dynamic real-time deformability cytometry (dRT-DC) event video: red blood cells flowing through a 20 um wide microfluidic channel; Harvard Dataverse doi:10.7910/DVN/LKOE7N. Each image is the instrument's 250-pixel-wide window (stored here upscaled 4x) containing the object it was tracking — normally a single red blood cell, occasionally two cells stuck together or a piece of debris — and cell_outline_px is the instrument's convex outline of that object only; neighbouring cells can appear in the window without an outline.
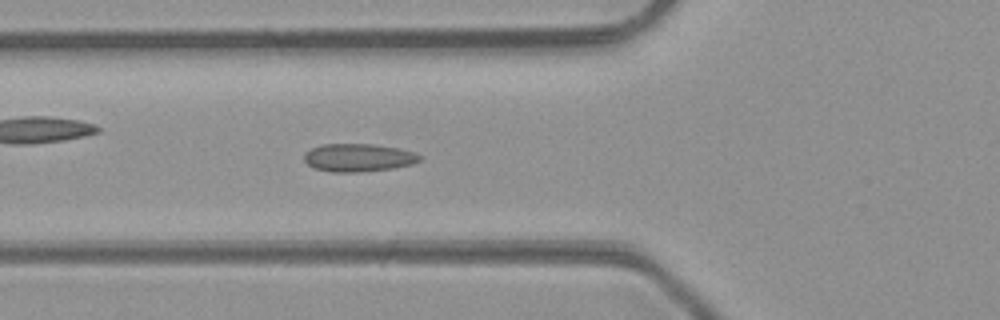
{"species": "common noctule bat (a hibernating species)", "species_latin": "Nyctalus noctula", "temperature_condition": "room temperature", "stored_images_in_passage": 37, "camera_frame_rate_fps": 3000, "um_per_image_px": 0.085, "animal": {"sex": "male", "body_mass_g": 23.1, "forearm_length_mm": 52.7}, "frame": {"image": 1, "passage_image": 11, "time_ms": 3.333, "image_size_px": [1000, 320], "cell_outline_px": [[420, 160], [412, 164], [392, 168], [356, 172], [332, 172], [312, 168], [304, 160], [304, 152], [320, 144], [372, 144], [400, 148], [412, 152], [420, 156]], "centroid_in_image_um": [30.41, 13.39], "position_along_channel_um": 95.4, "area_um2": 18.79}}
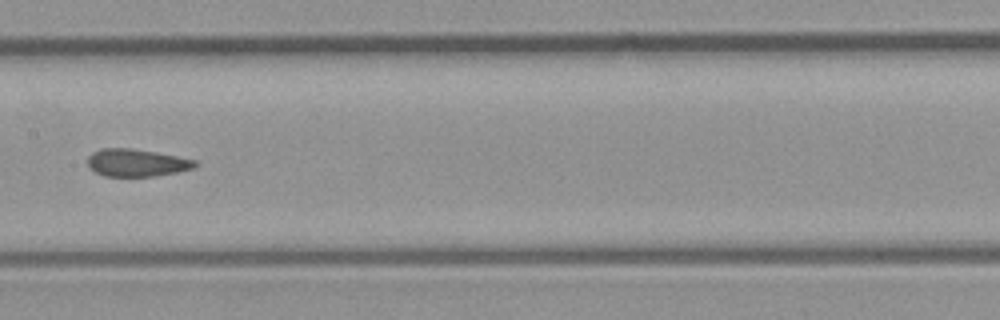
{"frame": {"image": 2, "passage_image": 18, "time_ms": 5.667, "image_size_px": [1000, 320], "cell_outline_px": [[196, 164], [192, 168], [176, 172], [156, 176], [104, 176], [88, 168], [88, 156], [92, 152], [100, 148], [132, 148], [156, 152], [196, 160]], "centroid_in_image_um": [11.55, 13.82], "position_along_channel_um": 195.8, "area_um2": 17.17}}
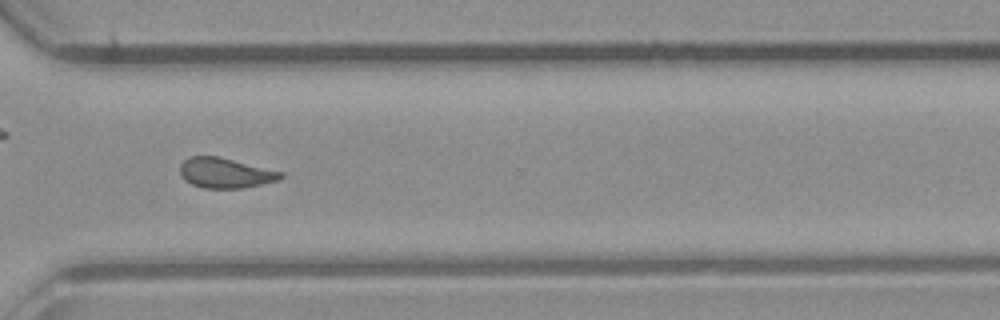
{"frame": {"image": 3, "passage_image": 29, "time_ms": 9.333, "image_size_px": [1000, 320], "cell_outline_px": [[284, 176], [280, 180], [244, 188], [204, 188], [192, 184], [184, 180], [180, 176], [180, 164], [188, 156], [220, 156], [284, 172]], "centroid_in_image_um": [19.16, 14.69], "position_along_channel_um": 351.4, "area_um2": 17.98}, "authors_computed_cell_mechanics": {"area_um2": 17.8602, "velocity_mm_per_s": 4.2588, "shape_relaxation_time_tau1_ms": null, "shape_relaxation_time_tau2_ms": 1.4496, "deformation_change_tau1": null, "deformation_change_tau2": 0.0692}}